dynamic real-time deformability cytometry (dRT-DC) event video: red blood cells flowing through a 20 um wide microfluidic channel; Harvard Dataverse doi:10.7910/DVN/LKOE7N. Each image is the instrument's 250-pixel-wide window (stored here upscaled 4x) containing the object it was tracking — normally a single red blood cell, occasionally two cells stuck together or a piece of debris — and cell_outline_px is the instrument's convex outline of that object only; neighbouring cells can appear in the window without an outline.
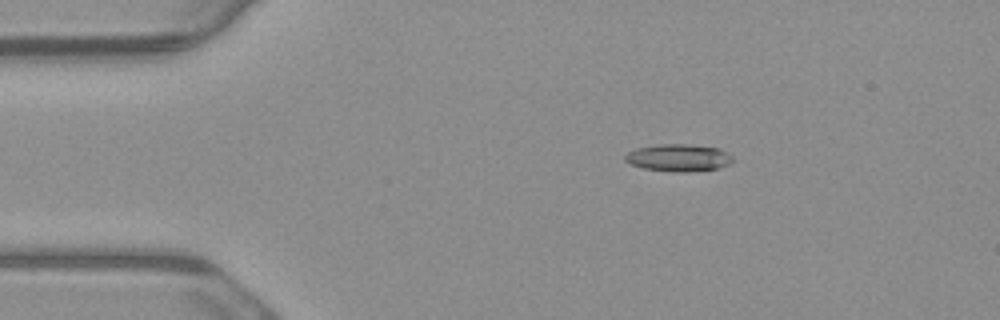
{"species": "common noctule bat (a hibernating species)", "species_latin": "Nyctalus noctula", "temperature_condition": "warm", "stored_images_in_passage": 8, "camera_frame_rate_fps": 3000, "um_per_image_px": 0.085, "animal": {"sex": "male", "body_mass_g": 23.1, "forearm_length_mm": 52.7}, "frame": {"image": 1, "passage_image": 3, "time_ms": 0.667, "image_size_px": [1000, 320], "cell_outline_px": [[732, 160], [728, 164], [716, 168], [688, 172], [676, 172], [644, 168], [628, 164], [624, 160], [624, 156], [628, 152], [636, 148], [656, 144], [688, 144], [720, 148], [732, 156]], "centroid_in_image_um": [57.62, 13.4], "position_along_channel_um": 27.4, "area_um2": 17.11}}
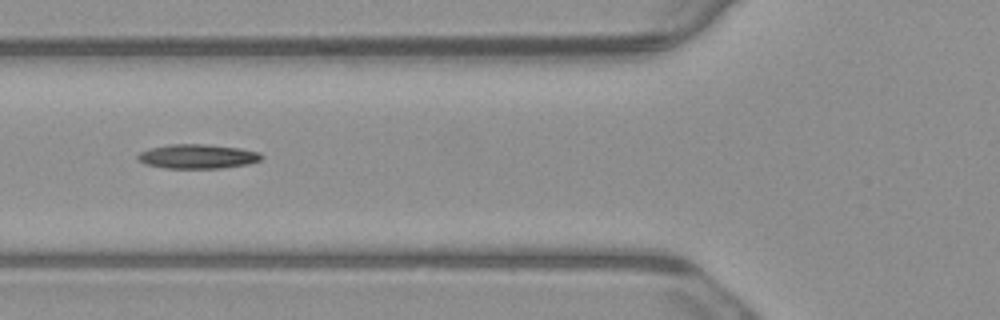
{"frame": {"image": 2, "passage_image": 6, "time_ms": 1.667, "image_size_px": [1000, 320], "cell_outline_px": [[264, 156], [260, 160], [248, 164], [220, 168], [164, 168], [144, 164], [136, 156], [140, 152], [148, 148], [168, 144], [208, 144], [240, 148], [260, 152]], "centroid_in_image_um": [16.78, 13.29], "position_along_channel_um": 109.0, "area_um2": 17.69}}
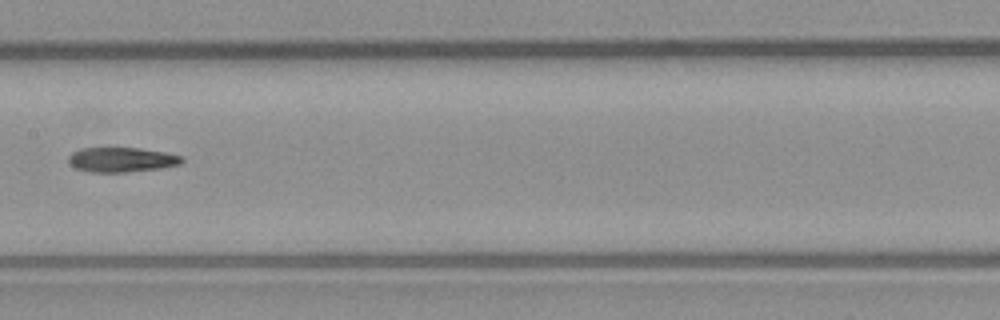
{"frame": {"image": 3, "passage_image": 8, "time_ms": 2.333, "image_size_px": [1000, 320], "cell_outline_px": [[184, 160], [180, 164], [160, 168], [124, 172], [88, 172], [76, 168], [68, 160], [68, 156], [72, 152], [80, 148], [140, 148], [164, 152], [184, 156]], "centroid_in_image_um": [10.34, 13.57], "position_along_channel_um": 197.1, "area_um2": 16.3}}